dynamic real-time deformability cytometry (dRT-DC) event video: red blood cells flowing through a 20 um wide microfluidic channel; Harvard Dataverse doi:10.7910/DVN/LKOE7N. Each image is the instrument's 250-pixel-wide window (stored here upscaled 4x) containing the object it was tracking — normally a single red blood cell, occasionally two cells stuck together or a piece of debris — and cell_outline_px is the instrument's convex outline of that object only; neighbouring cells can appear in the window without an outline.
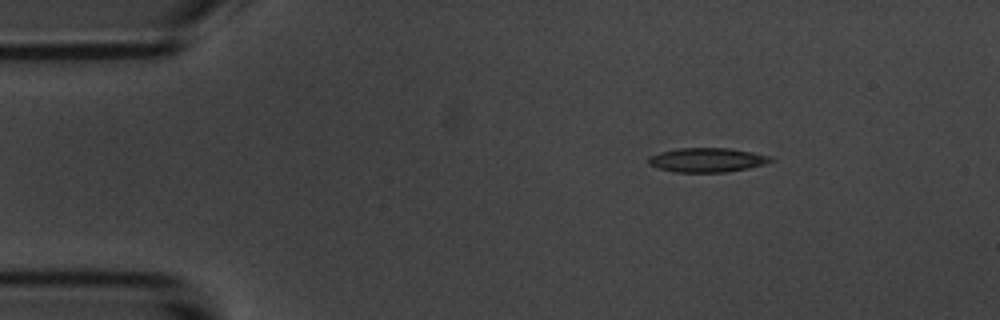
{"species": "common noctule bat (a hibernating species)", "species_latin": "Nyctalus noctula", "temperature_condition": "room temperature", "stored_images_in_passage": 4, "camera_frame_rate_fps": 3000, "um_per_image_px": 0.085, "animal": {"sex": "male", "body_mass_g": 20.1, "forearm_length_mm": 53.5}, "frame": {"image": 1, "passage_image": 2, "time_ms": 1.333, "image_size_px": [1000, 320], "cell_outline_px": [[776, 160], [764, 164], [748, 168], [728, 172], [676, 172], [656, 168], [648, 164], [648, 156], [660, 152], [676, 148], [728, 148], [752, 152], [772, 156]], "centroid_in_image_um": [60.1, 13.6], "position_along_channel_um": 24.9, "area_um2": 17.46}}